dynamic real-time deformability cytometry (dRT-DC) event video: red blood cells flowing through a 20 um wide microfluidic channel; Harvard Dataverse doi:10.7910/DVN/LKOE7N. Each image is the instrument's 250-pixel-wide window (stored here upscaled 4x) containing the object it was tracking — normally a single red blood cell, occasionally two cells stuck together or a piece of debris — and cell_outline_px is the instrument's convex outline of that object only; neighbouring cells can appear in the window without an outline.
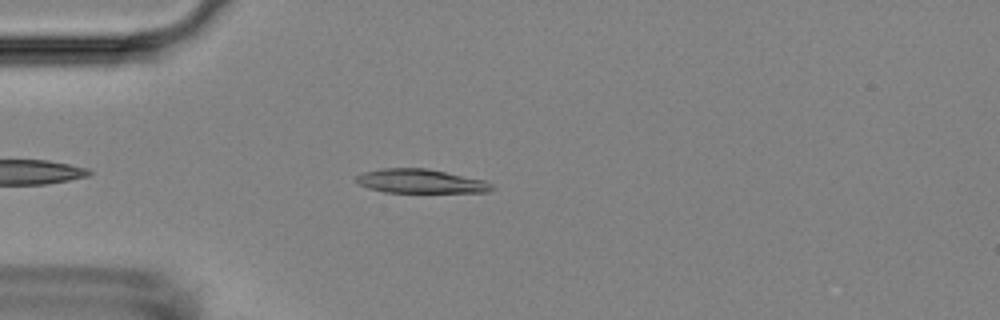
{"species": "Egyptian fruit bat (a non-hibernating species)", "species_latin": "Rousettus aegyptiacus", "temperature_condition": "room temperature", "stored_images_in_passage": 43, "camera_frame_rate_fps": 3000, "um_per_image_px": 0.085, "animal": {"sex": "female"}, "frame": {"image": 1, "passage_image": 7, "time_ms": 2.0, "image_size_px": [1000, 320], "cell_outline_px": [[496, 188], [488, 192], [384, 192], [368, 188], [360, 184], [356, 180], [356, 176], [364, 172], [384, 168], [428, 168], [484, 180], [492, 184]], "centroid_in_image_um": [35.78, 15.4], "position_along_channel_um": 49.2, "area_um2": 18.9}}
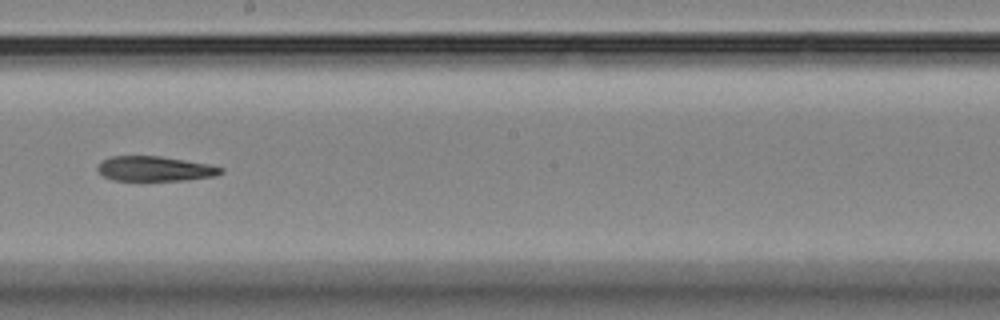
{"frame": {"image": 2, "passage_image": 23, "time_ms": 7.333, "image_size_px": [1000, 320], "cell_outline_px": [[224, 172], [216, 176], [184, 180], [112, 180], [104, 176], [96, 168], [100, 160], [112, 156], [160, 156], [208, 164], [224, 168]], "centroid_in_image_um": [13.16, 14.34], "position_along_channel_um": 235.0, "area_um2": 17.86}}
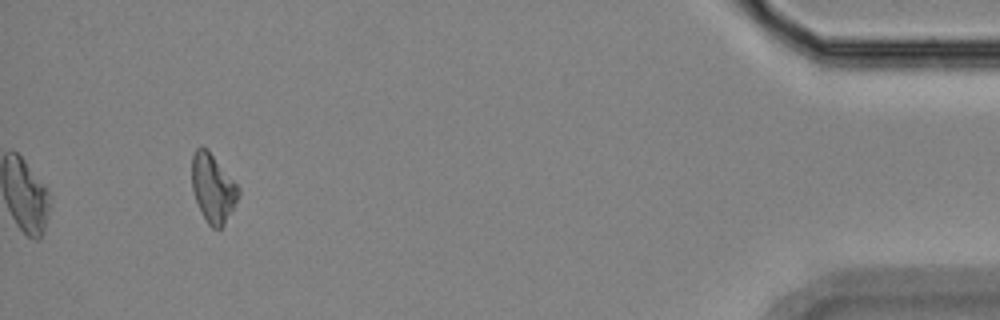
{"frame": {"image": 3, "passage_image": 43, "time_ms": 14.0, "image_size_px": [1000, 320], "cell_outline_px": [[240, 196], [224, 224], [220, 228], [212, 228], [208, 224], [200, 212], [192, 192], [192, 156], [196, 148], [208, 148], [240, 188]], "centroid_in_image_um": [18.09, 15.99], "position_along_channel_um": 417.1, "area_um2": 18.73}}